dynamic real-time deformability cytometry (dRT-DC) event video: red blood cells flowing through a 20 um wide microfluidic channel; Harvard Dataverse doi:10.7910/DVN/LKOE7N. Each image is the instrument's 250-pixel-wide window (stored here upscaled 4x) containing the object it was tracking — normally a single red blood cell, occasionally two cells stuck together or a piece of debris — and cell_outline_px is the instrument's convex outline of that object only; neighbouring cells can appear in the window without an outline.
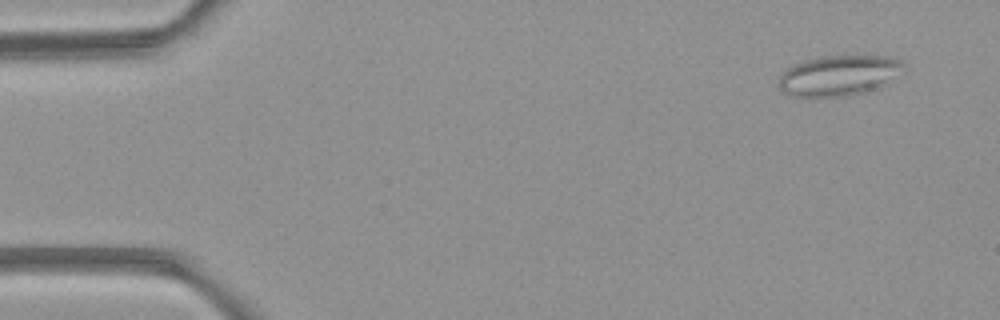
{"species": "common noctule bat (a hibernating species)", "species_latin": "Nyctalus noctula", "temperature_condition": "room temperature", "stored_images_in_passage": 4, "camera_frame_rate_fps": 3000, "um_per_image_px": 0.085, "animal": {"sex": "female", "body_mass_g": 21.9}, "frame": {"image": 1, "passage_image": 1, "time_ms": 0.0, "image_size_px": [1000, 320], "cell_outline_px": [[908, 72], [880, 88], [848, 96], [808, 100], [788, 96], [780, 88], [780, 76], [784, 68], [792, 64], [804, 60], [820, 56], [888, 56], [900, 60], [904, 64]], "centroid_in_image_um": [71.33, 6.46], "position_along_channel_um": 13.7, "area_um2": 30.98}}